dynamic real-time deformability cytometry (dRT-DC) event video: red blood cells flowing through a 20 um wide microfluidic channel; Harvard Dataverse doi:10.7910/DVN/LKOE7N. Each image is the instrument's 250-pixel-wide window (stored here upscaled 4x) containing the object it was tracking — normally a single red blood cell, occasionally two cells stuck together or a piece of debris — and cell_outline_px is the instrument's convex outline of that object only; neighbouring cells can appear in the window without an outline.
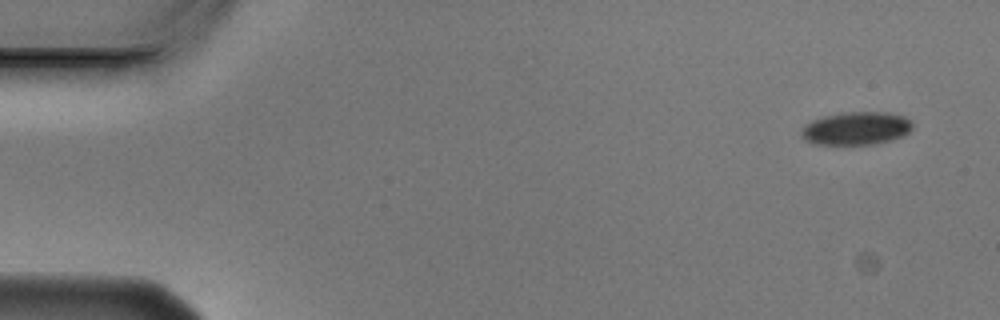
{"species": "Egyptian fruit bat (a non-hibernating species)", "species_latin": "Rousettus aegyptiacus", "temperature_condition": "cold", "stored_images_in_passage": 5, "camera_frame_rate_fps": 3000, "um_per_image_px": 0.085, "animal": {"sex": "male"}, "frame": {"image": 1, "passage_image": 1, "time_ms": 0.0, "image_size_px": [1000, 320], "cell_outline_px": [[912, 128], [904, 136], [892, 140], [876, 144], [812, 144], [804, 140], [800, 136], [800, 132], [804, 124], [812, 120], [824, 116], [848, 112], [888, 112], [904, 116], [912, 120]], "centroid_in_image_um": [72.77, 10.91], "position_along_channel_um": 12.2, "area_um2": 21.68}}
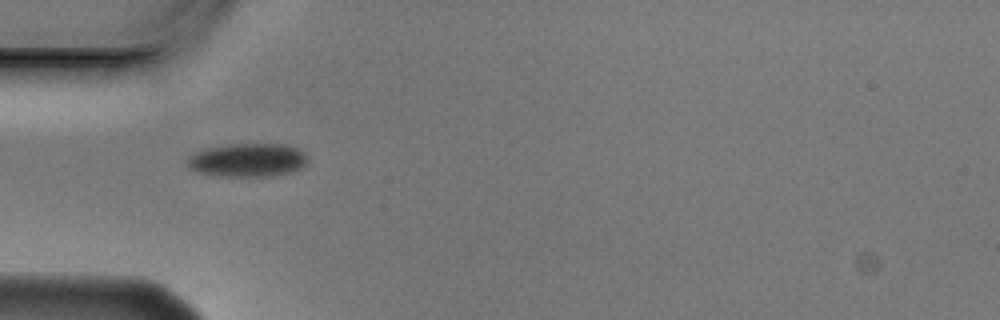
{"frame": {"image": 2, "passage_image": 5, "time_ms": 1.333, "image_size_px": [1000, 320], "cell_outline_px": [[308, 160], [300, 168], [292, 172], [272, 176], [216, 176], [196, 172], [188, 168], [184, 164], [188, 156], [204, 148], [232, 144], [284, 144], [296, 148], [304, 152]], "centroid_in_image_um": [20.98, 13.61], "position_along_channel_um": 64.0, "area_um2": 23.76}}